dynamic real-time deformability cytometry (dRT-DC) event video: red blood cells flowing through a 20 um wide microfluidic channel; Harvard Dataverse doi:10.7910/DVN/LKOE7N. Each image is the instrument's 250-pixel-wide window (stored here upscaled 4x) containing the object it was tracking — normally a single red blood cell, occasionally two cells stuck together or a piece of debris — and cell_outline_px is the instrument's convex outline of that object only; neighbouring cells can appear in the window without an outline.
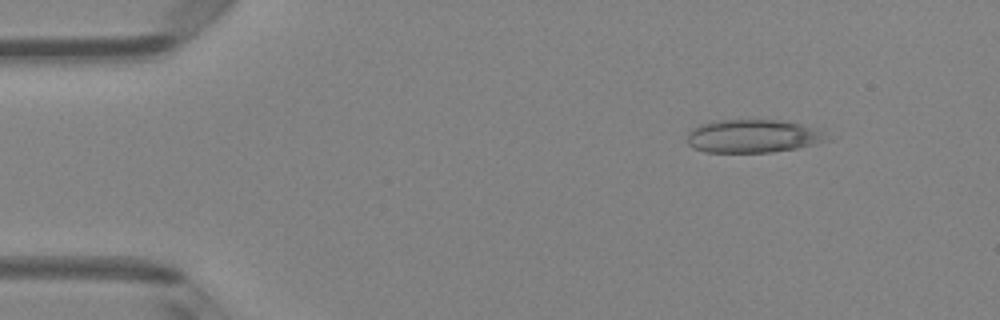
{"species": "Egyptian fruit bat (a non-hibernating species)", "species_latin": "Rousettus aegyptiacus", "temperature_condition": "room temperature", "stored_images_in_passage": 5, "camera_frame_rate_fps": 3000, "um_per_image_px": 0.085, "animal": {"sex": "female"}, "frame": {"image": 1, "passage_image": 2, "time_ms": 1.333, "image_size_px": [1000, 320], "cell_outline_px": [[832, 140], [816, 144], [796, 148], [772, 152], [704, 152], [688, 144], [688, 132], [692, 128], [700, 124], [720, 120], [780, 120], [800, 124], [816, 128]], "centroid_in_image_um": [64.02, 11.57], "position_along_channel_um": 21.0, "area_um2": 26.93}}